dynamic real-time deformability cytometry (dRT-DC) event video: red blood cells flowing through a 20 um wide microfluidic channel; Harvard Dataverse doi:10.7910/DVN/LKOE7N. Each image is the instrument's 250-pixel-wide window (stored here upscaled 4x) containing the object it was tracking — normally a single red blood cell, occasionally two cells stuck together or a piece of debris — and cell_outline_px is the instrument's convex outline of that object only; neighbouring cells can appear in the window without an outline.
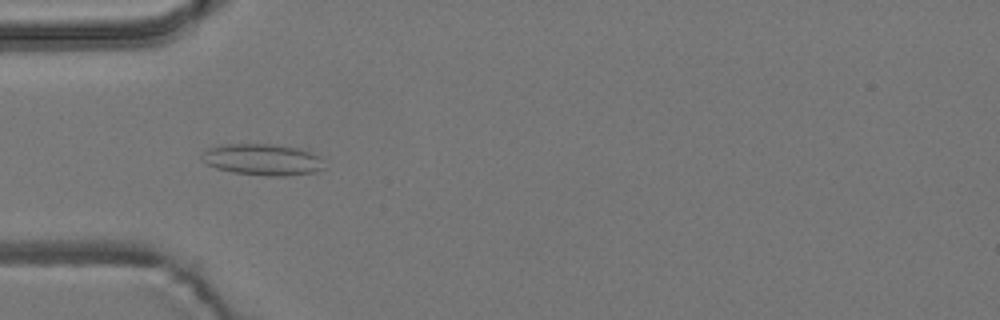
{"species": "common noctule bat (a hibernating species)", "species_latin": "Nyctalus noctula", "temperature_condition": "room temperature", "stored_images_in_passage": 5, "camera_frame_rate_fps": 3000, "um_per_image_px": 0.085, "animal": {"sex": "male", "body_mass_g": 19.2, "forearm_length_mm": 51.8}, "frame": {"image": 1, "passage_image": 2, "time_ms": 1.0, "image_size_px": [1000, 320], "cell_outline_px": [[324, 168], [316, 172], [284, 176], [268, 176], [232, 172], [216, 168], [200, 160], [200, 156], [208, 148], [220, 144], [276, 144], [308, 148], [320, 156]], "centroid_in_image_um": [22.36, 13.54], "position_along_channel_um": 62.6, "area_um2": 22.95}}
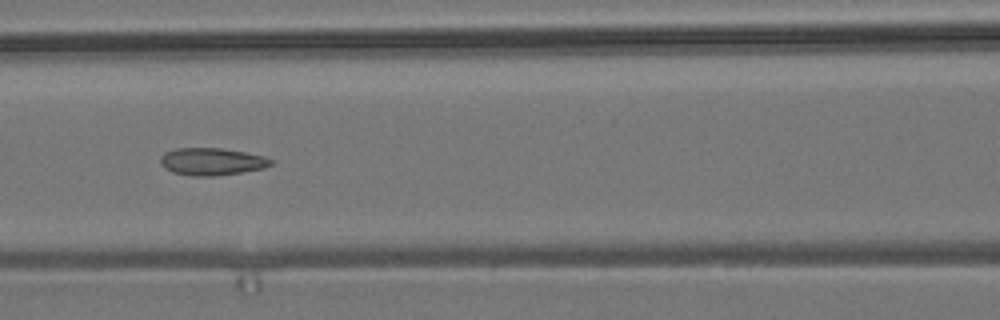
{"frame": {"image": 2, "passage_image": 4, "time_ms": 3.333, "image_size_px": [1000, 320], "cell_outline_px": [[276, 160], [272, 164], [264, 168], [216, 176], [192, 176], [172, 172], [164, 168], [160, 164], [160, 156], [164, 152], [176, 148], [220, 148], [248, 152], [264, 156]], "centroid_in_image_um": [18.0, 13.73], "position_along_channel_um": 148.6, "area_um2": 17.86}}
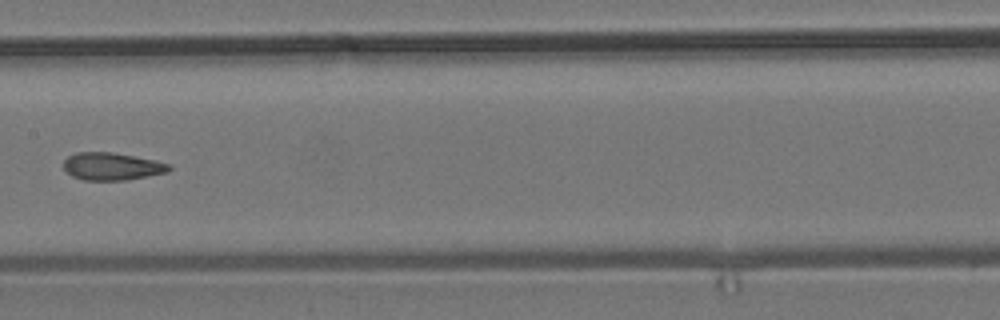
{"frame": {"image": 3, "passage_image": 5, "time_ms": 4.667, "image_size_px": [1000, 320], "cell_outline_px": [[172, 168], [168, 172], [128, 180], [84, 180], [72, 176], [64, 168], [64, 160], [68, 156], [76, 152], [112, 152], [172, 164]], "centroid_in_image_um": [9.52, 14.15], "position_along_channel_um": 197.9, "area_um2": 16.88}}